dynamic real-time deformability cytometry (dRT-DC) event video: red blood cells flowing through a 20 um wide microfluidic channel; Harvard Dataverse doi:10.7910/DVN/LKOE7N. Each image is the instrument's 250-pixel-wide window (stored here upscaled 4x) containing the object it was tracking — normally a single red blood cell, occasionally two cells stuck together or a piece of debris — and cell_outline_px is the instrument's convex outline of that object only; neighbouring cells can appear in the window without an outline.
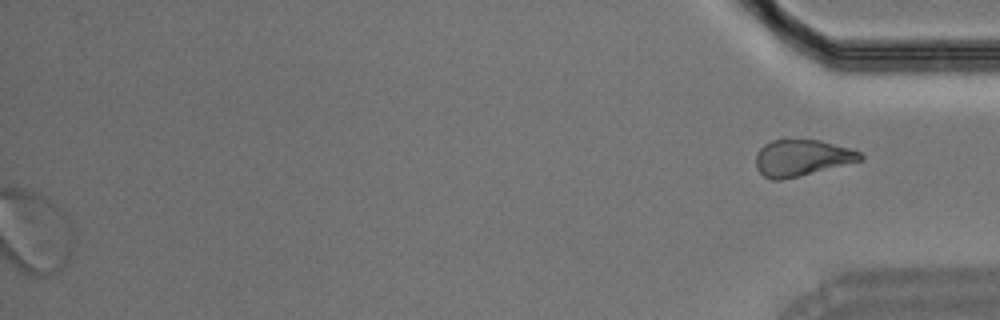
{"species": "Egyptian fruit bat (a non-hibernating species)", "species_latin": "Rousettus aegyptiacus", "temperature_condition": "room temperature", "stored_images_in_passage": 37, "segment_of_instrument_passage": [2, 2], "camera_frame_rate_fps": 3000, "um_per_image_px": 0.085, "animal": {"sex": "male"}, "frame": {"image": 1, "passage_image": 37, "time_ms": 12.0, "image_size_px": [1000, 320], "cell_outline_px": [[864, 160], [780, 180], [772, 180], [764, 176], [756, 168], [756, 152], [764, 144], [772, 140], [820, 140], [852, 148], [860, 152], [864, 156]], "centroid_in_image_um": [68.17, 13.4], "position_along_channel_um": 367.0, "area_um2": 22.08}}